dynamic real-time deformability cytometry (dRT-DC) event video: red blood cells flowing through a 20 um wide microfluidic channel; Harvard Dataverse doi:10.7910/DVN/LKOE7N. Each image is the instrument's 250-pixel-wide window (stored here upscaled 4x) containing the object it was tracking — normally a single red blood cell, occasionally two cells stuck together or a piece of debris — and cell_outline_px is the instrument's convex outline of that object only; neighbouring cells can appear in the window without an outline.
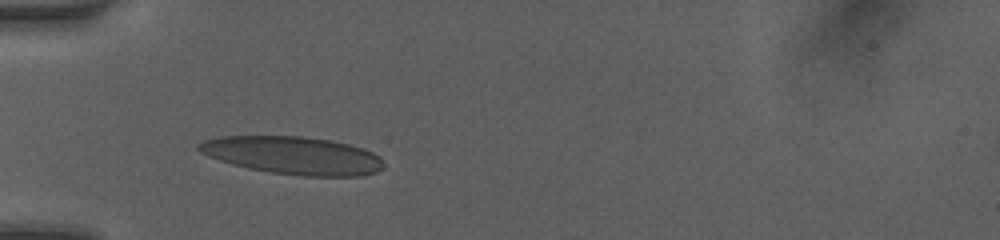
{"species": "human", "species_latin": "Homo sapiens", "temperature_condition": "room temperature", "stored_images_in_passage": 7, "camera_frame_rate_fps": 3000, "um_per_image_px": 0.085, "donor": {"sex": "female"}, "frame": {"image": 1, "passage_image": 5, "time_ms": 1.667, "image_size_px": [1000, 240], "cell_outline_px": [[384, 168], [376, 172], [360, 176], [304, 176], [272, 172], [248, 168], [232, 164], [208, 156], [200, 152], [196, 148], [196, 144], [204, 140], [220, 136], [304, 136], [332, 140], [348, 144], [372, 152], [380, 156], [384, 164]], "centroid_in_image_um": [24.9, 13.2], "position_along_channel_um": 60.1, "area_um2": 40.81}}
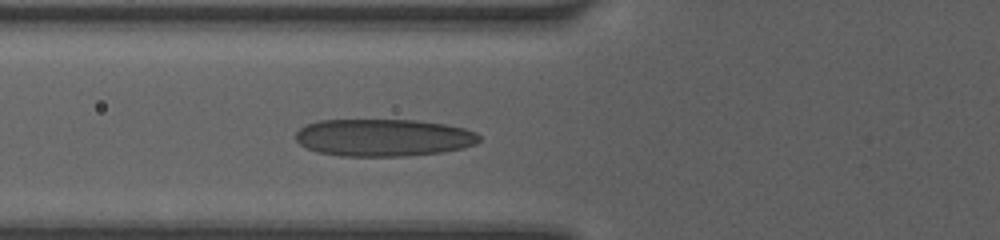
{"frame": {"image": 2, "passage_image": 7, "time_ms": 2.667, "image_size_px": [1000, 240], "cell_outline_px": [[480, 140], [476, 144], [464, 148], [444, 152], [404, 156], [340, 156], [316, 152], [300, 144], [296, 140], [296, 132], [304, 124], [320, 120], [416, 120], [444, 124], [464, 128], [476, 132], [480, 136]], "centroid_in_image_um": [32.59, 11.7], "position_along_channel_um": 93.2, "area_um2": 40.23}}